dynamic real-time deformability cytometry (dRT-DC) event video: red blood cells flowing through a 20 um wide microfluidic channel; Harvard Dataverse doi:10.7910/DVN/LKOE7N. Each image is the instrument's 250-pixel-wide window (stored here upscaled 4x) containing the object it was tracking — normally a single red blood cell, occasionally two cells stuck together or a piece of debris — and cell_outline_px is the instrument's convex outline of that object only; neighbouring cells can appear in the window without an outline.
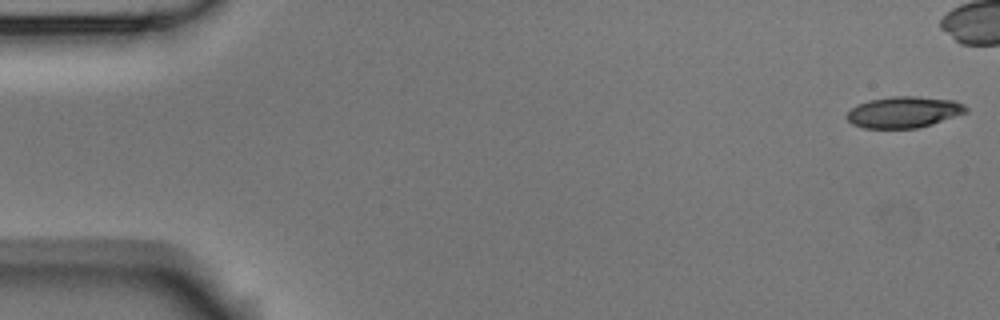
{"species": "Egyptian fruit bat (a non-hibernating species)", "species_latin": "Rousettus aegyptiacus", "temperature_condition": "room temperature", "stored_images_in_passage": 5, "camera_frame_rate_fps": 3000, "um_per_image_px": 0.085, "animal": {"sex": "male"}, "frame": {"image": 1, "passage_image": 1, "time_ms": 0.0, "image_size_px": [1000, 320], "cell_outline_px": [[968, 112], [932, 124], [916, 128], [864, 128], [852, 124], [844, 116], [852, 108], [868, 100], [892, 96], [916, 96], [956, 100], [964, 104], [968, 108]], "centroid_in_image_um": [76.85, 9.52], "position_along_channel_um": 8.2, "area_um2": 21.79}}
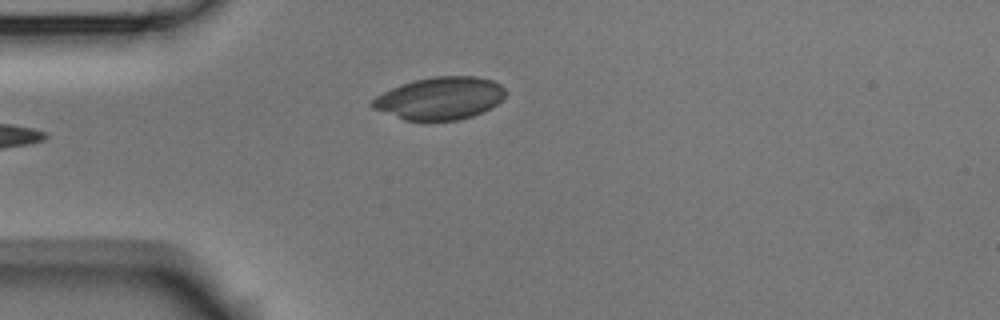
{"frame": {"image": 2, "passage_image": 5, "time_ms": 1.333, "image_size_px": [1000, 320], "cell_outline_px": [[504, 96], [496, 104], [472, 116], [460, 120], [404, 120], [372, 108], [368, 104], [376, 96], [392, 88], [416, 80], [436, 76], [476, 76], [492, 80], [500, 84], [504, 88]], "centroid_in_image_um": [37.37, 8.35], "position_along_channel_um": 47.6, "area_um2": 32.6}}